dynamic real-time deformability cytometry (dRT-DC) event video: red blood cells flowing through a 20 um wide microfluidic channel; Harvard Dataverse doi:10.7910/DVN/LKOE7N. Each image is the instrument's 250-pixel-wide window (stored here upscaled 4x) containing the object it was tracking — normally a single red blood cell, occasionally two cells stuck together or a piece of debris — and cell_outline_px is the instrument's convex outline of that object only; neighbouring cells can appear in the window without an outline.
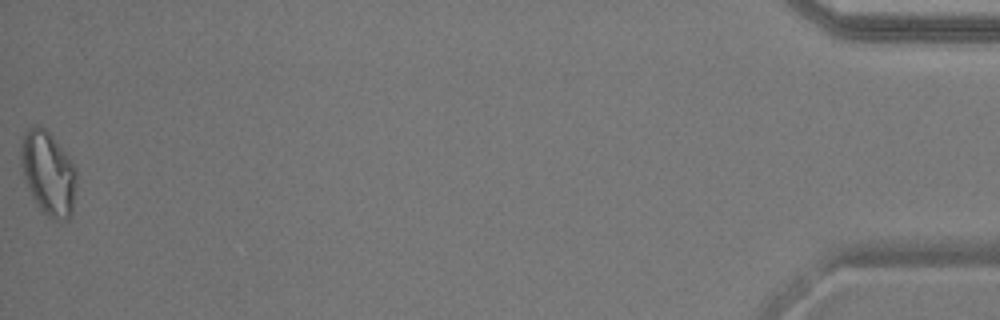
{"species": "common noctule bat (a hibernating species)", "species_latin": "Nyctalus noctula", "temperature_condition": "warm", "stored_images_in_passage": 52, "camera_frame_rate_fps": 3000, "um_per_image_px": 0.085, "animal": {"sex": "male", "body_mass_g": 17.9}, "frame": {"image": 1, "passage_image": 52, "time_ms": 17.0, "image_size_px": [1000, 320], "cell_outline_px": [[76, 184], [72, 212], [68, 220], [56, 220], [40, 212], [32, 196], [24, 176], [20, 164], [20, 148], [24, 136], [28, 128], [36, 124], [44, 128], [52, 136], [76, 168]], "centroid_in_image_um": [4.09, 14.75], "position_along_channel_um": 431.1, "area_um2": 26.99}, "authors_computed_cell_mechanics": {"area_um2": 20.2878, "velocity_mm_per_s": 3.804, "shape_relaxation_time_tau1_ms": null, "shape_relaxation_time_tau2_ms": 2.2449, "deformation_change_tau1": null, "deformation_change_tau2": 0.0963}}